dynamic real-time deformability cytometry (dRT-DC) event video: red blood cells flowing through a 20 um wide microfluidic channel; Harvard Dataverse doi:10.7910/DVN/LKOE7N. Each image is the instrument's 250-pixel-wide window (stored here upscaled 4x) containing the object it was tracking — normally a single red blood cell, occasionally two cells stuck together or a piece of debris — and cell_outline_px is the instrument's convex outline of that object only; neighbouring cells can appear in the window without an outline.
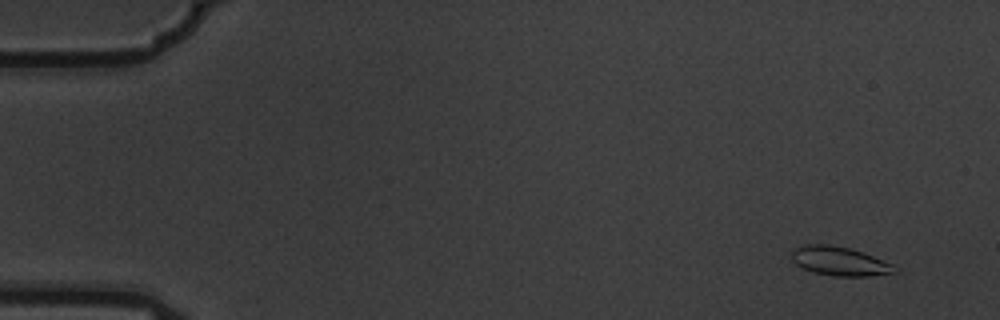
{"species": "common noctule bat (a hibernating species)", "species_latin": "Nyctalus noctula", "temperature_condition": "warm", "stored_images_in_passage": 5, "camera_frame_rate_fps": 3000, "um_per_image_px": 0.085, "animal": {"sex": "male", "body_mass_g": 19.5, "forearm_length_mm": 54.6}, "frame": {"image": 1, "passage_image": 1, "time_ms": 0.0, "image_size_px": [1000, 320], "cell_outline_px": [[900, 272], [868, 276], [836, 276], [812, 272], [796, 264], [792, 260], [792, 252], [796, 248], [804, 244], [828, 244], [848, 248], [872, 256], [892, 264], [900, 268]], "centroid_in_image_um": [71.39, 22.21], "position_along_channel_um": 13.6, "area_um2": 17.28}}
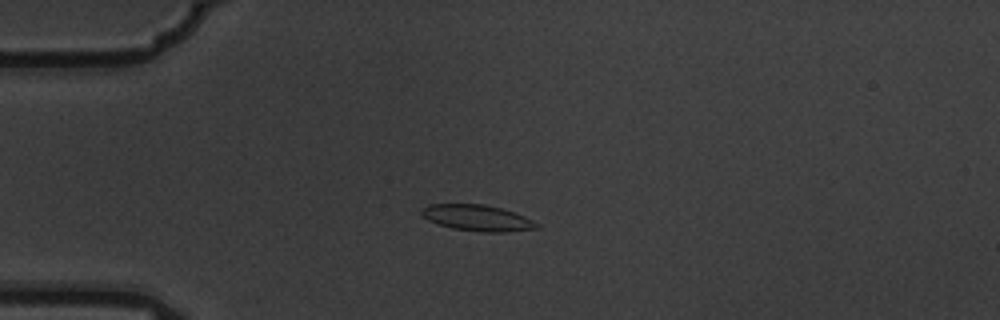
{"frame": {"image": 2, "passage_image": 4, "time_ms": 1.0, "image_size_px": [1000, 320], "cell_outline_px": [[540, 228], [504, 232], [484, 232], [452, 228], [428, 220], [420, 212], [428, 204], [484, 204], [500, 208], [524, 216], [540, 224]], "centroid_in_image_um": [40.6, 18.52], "position_along_channel_um": 44.4, "area_um2": 17.28}}